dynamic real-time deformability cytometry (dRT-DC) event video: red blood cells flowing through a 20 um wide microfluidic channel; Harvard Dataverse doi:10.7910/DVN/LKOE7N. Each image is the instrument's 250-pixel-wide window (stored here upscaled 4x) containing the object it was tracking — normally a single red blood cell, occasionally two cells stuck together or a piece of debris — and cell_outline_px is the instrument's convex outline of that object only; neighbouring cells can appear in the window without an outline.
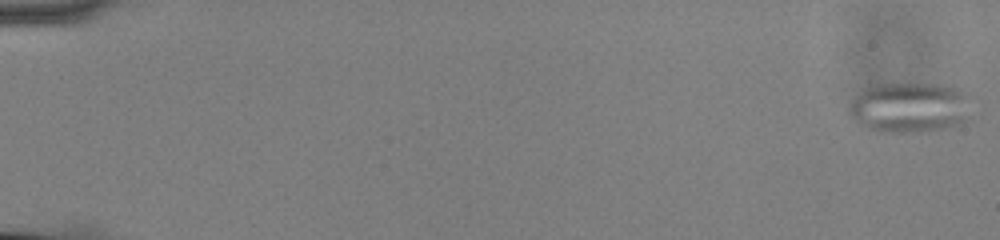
{"species": "common noctule bat (a hibernating species)", "species_latin": "Nyctalus noctula", "temperature_condition": "cold", "stored_images_in_passage": 55, "camera_frame_rate_fps": 3000, "um_per_image_px": 0.085, "animal": {"sex": "male", "body_mass_g": 13.0, "forearm_length_mm": 53.1}, "frame": {"image": 1, "passage_image": 1, "time_ms": 0.0, "image_size_px": [1000, 240], "cell_outline_px": [[968, 116], [960, 124], [952, 128], [924, 132], [880, 132], [868, 128], [860, 124], [848, 116], [848, 108], [852, 100], [864, 88], [876, 84], [952, 84], [968, 92]], "centroid_in_image_um": [77.34, 9.13], "position_along_channel_um": 7.7, "area_um2": 36.53}}
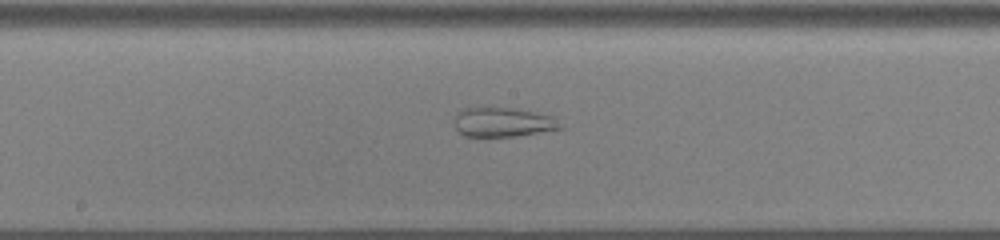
{"frame": {"image": 2, "passage_image": 32, "time_ms": 10.333, "image_size_px": [1000, 240], "cell_outline_px": [[564, 128], [516, 136], [464, 136], [456, 128], [452, 120], [456, 112], [464, 108], [512, 108], [552, 116]], "centroid_in_image_um": [42.69, 10.39], "position_along_channel_um": 205.5, "area_um2": 17.98}}
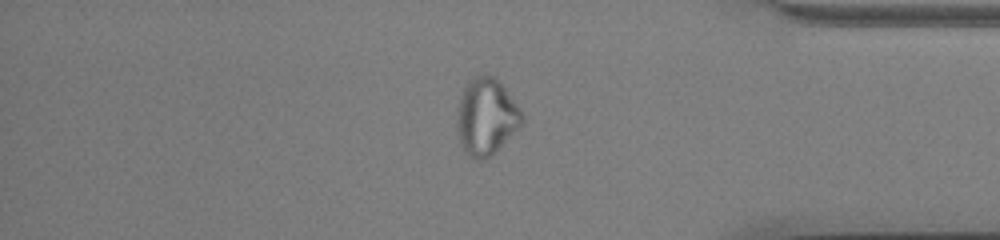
{"frame": {"image": 3, "passage_image": 49, "time_ms": 16.0, "image_size_px": [1000, 240], "cell_outline_px": [[524, 124], [484, 160], [476, 160], [468, 156], [464, 152], [460, 144], [456, 132], [456, 124], [460, 100], [464, 88], [468, 80], [472, 76], [488, 72], [504, 88], [520, 108], [524, 116]], "centroid_in_image_um": [41.31, 9.92], "position_along_channel_um": 393.9, "area_um2": 29.13}}